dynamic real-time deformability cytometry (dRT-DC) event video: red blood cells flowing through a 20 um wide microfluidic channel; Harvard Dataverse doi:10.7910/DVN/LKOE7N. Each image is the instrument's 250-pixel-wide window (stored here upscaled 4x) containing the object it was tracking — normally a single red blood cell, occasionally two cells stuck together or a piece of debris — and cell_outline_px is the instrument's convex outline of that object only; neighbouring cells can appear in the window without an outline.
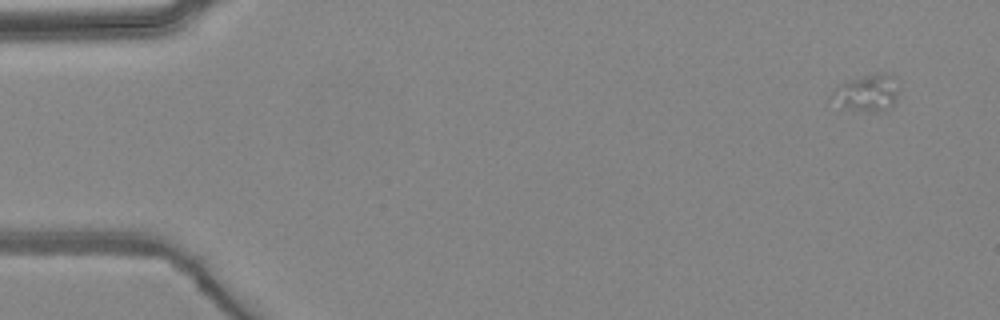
{"species": "common noctule bat (a hibernating species)", "species_latin": "Nyctalus noctula", "temperature_condition": "warm", "stored_images_in_passage": 5, "camera_frame_rate_fps": 3000, "um_per_image_px": 0.085, "animal": {"sex": "female", "body_mass_g": 24.6, "forearm_length_mm": 56.2}, "frame": {"image": 1, "passage_image": 1, "time_ms": 0.0, "image_size_px": [1000, 320], "cell_outline_px": [[896, 100], [892, 108], [884, 112], [868, 112], [852, 108], [828, 96], [840, 84], [876, 72], [884, 72], [896, 76]], "centroid_in_image_um": [73.8, 7.88], "position_along_channel_um": 11.2, "area_um2": 14.05}}
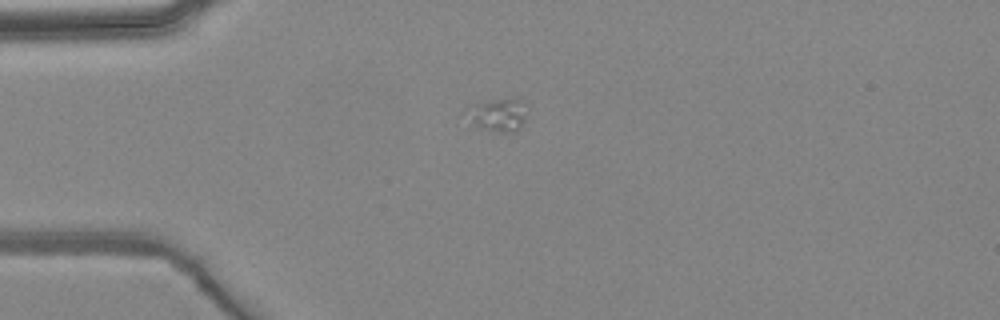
{"frame": {"image": 2, "passage_image": 4, "time_ms": 3.333, "image_size_px": [1000, 320], "cell_outline_px": [[524, 120], [520, 128], [516, 132], [496, 132], [472, 124], [464, 112], [464, 108], [472, 104], [492, 100], [516, 96], [524, 100]], "centroid_in_image_um": [42.31, 9.72], "position_along_channel_um": 42.7, "area_um2": 11.91}}